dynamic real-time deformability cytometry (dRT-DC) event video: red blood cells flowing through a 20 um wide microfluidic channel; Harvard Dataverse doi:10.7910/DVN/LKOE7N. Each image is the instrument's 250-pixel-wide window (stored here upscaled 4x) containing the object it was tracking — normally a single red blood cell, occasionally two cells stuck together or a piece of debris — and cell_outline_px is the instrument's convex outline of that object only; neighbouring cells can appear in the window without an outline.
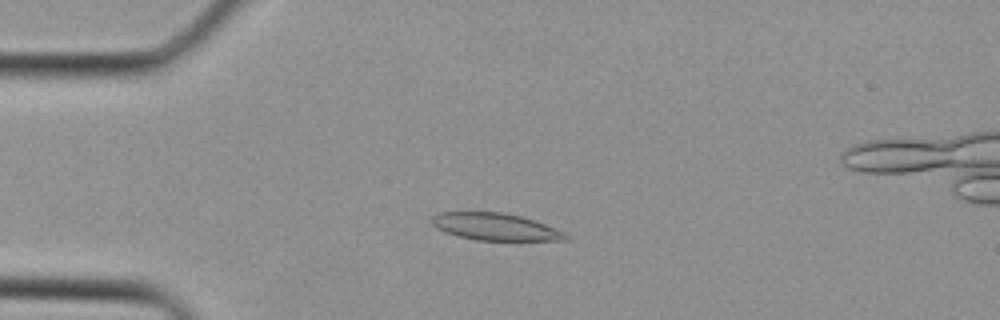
{"species": "Egyptian fruit bat (a non-hibernating species)", "species_latin": "Rousettus aegyptiacus", "temperature_condition": "cold", "stored_images_in_passage": 35, "camera_frame_rate_fps": 3000, "um_per_image_px": 0.085, "animal": {"sex": "female"}, "frame": {"image": 1, "passage_image": 8, "time_ms": 2.333, "image_size_px": [1000, 320], "cell_outline_px": [[572, 240], [476, 240], [460, 236], [436, 228], [428, 220], [432, 216], [440, 212], [500, 212], [520, 216], [544, 224], [564, 232], [572, 236]], "centroid_in_image_um": [42.1, 19.27], "position_along_channel_um": 42.9, "area_um2": 21.04}}
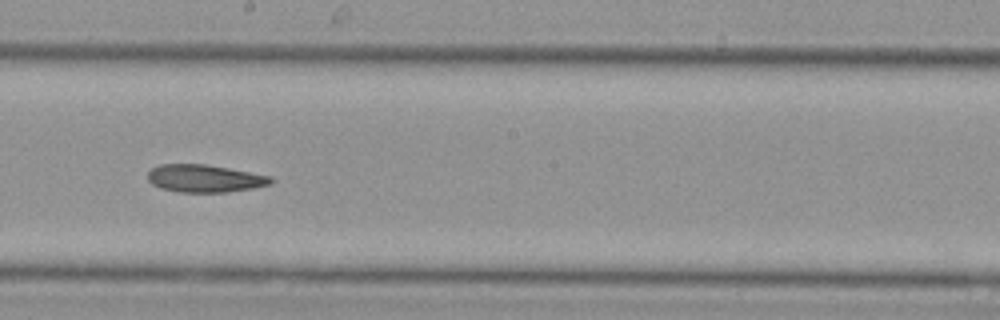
{"frame": {"image": 2, "passage_image": 19, "time_ms": 6.0, "image_size_px": [1000, 320], "cell_outline_px": [[276, 180], [272, 184], [252, 188], [224, 192], [180, 192], [160, 188], [152, 184], [148, 180], [148, 172], [152, 168], [160, 164], [204, 164], [228, 168], [272, 176]], "centroid_in_image_um": [17.42, 15.16], "position_along_channel_um": 230.8, "area_um2": 19.83}}
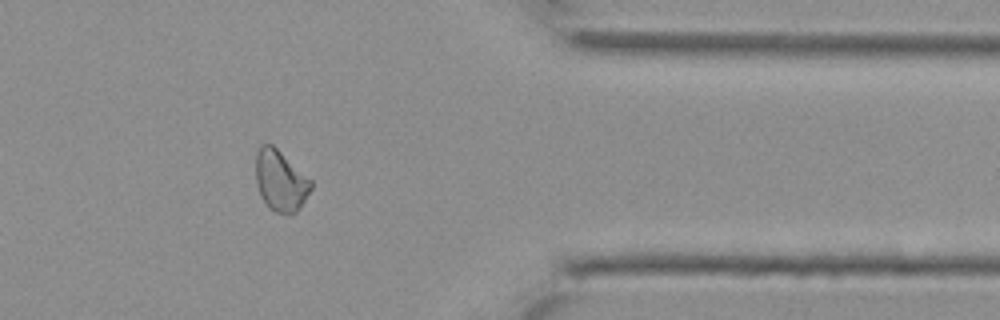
{"frame": {"image": 3, "passage_image": 28, "time_ms": 9.0, "image_size_px": [1000, 320], "cell_outline_px": [[312, 188], [300, 208], [296, 212], [276, 212], [268, 208], [260, 196], [256, 184], [256, 152], [260, 144], [272, 144], [312, 180]], "centroid_in_image_um": [23.83, 15.35], "position_along_channel_um": 387.6, "area_um2": 19.59}}